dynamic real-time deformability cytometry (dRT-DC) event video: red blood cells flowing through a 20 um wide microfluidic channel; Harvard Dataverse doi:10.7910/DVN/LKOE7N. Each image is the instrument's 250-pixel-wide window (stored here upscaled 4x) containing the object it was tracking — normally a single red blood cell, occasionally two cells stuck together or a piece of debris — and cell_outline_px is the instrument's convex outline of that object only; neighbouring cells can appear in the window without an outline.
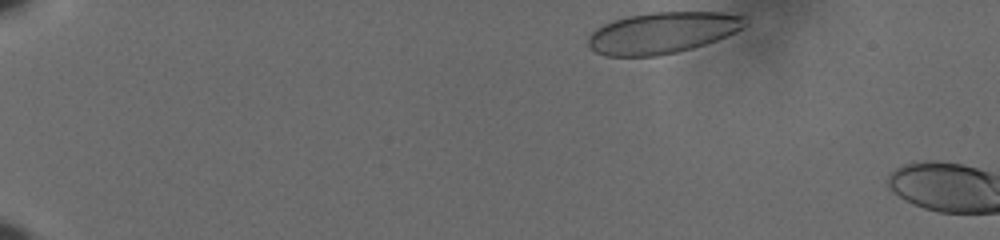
{"species": "human", "species_latin": "Homo sapiens", "temperature_condition": "cold", "stored_images_in_passage": 3, "camera_frame_rate_fps": 3000, "um_per_image_px": 0.085, "donor": {"sex": "male"}, "frame": {"image": 1, "passage_image": 1, "time_ms": 0.0, "image_size_px": [1000, 240], "cell_outline_px": [[748, 24], [716, 40], [692, 48], [676, 52], [656, 56], [604, 56], [596, 52], [588, 44], [588, 36], [596, 28], [612, 20], [628, 16], [652, 12], [724, 12], [744, 16]], "centroid_in_image_um": [56.27, 2.78], "position_along_channel_um": 28.7, "area_um2": 37.57}}